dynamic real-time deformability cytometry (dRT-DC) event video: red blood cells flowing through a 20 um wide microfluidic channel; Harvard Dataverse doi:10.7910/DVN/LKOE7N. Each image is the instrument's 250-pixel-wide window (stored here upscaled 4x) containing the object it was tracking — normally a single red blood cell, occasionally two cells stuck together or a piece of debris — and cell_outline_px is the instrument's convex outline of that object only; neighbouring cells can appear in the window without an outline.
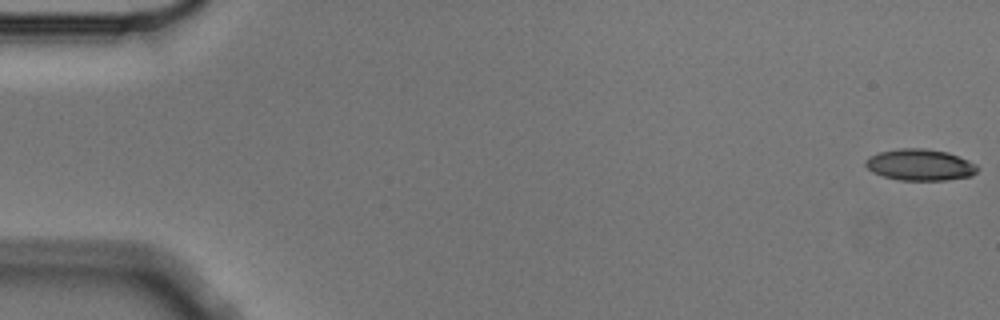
{"species": "Egyptian fruit bat (a non-hibernating species)", "species_latin": "Rousettus aegyptiacus", "temperature_condition": "cold", "stored_images_in_passage": 5, "camera_frame_rate_fps": 3000, "um_per_image_px": 0.085, "animal": {"sex": "male"}, "frame": {"image": 1, "passage_image": 1, "time_ms": 0.0, "image_size_px": [1000, 320], "cell_outline_px": [[980, 168], [972, 176], [948, 180], [900, 180], [884, 176], [872, 172], [864, 164], [864, 160], [868, 156], [880, 152], [900, 148], [924, 148], [948, 152], [968, 160], [976, 164]], "centroid_in_image_um": [78.21, 14.01], "position_along_channel_um": 6.8, "area_um2": 20.63}}
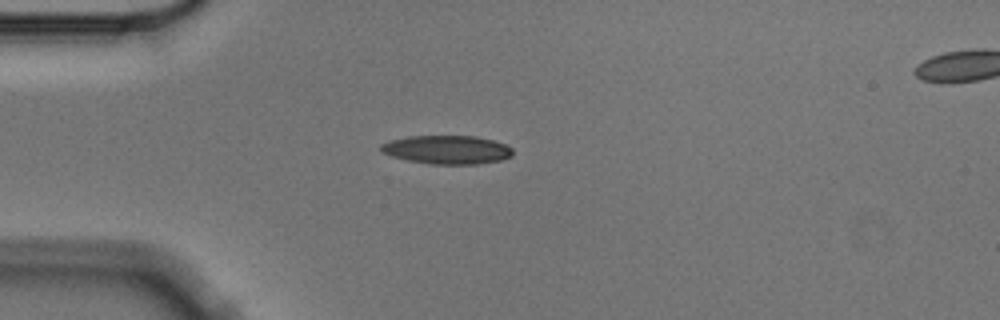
{"frame": {"image": 2, "passage_image": 5, "time_ms": 1.333, "image_size_px": [1000, 320], "cell_outline_px": [[512, 156], [500, 160], [476, 164], [432, 164], [408, 160], [392, 156], [380, 152], [380, 144], [388, 140], [408, 136], [476, 136], [492, 140], [504, 144], [512, 148]], "centroid_in_image_um": [37.95, 12.72], "position_along_channel_um": 47.0, "area_um2": 21.96}}